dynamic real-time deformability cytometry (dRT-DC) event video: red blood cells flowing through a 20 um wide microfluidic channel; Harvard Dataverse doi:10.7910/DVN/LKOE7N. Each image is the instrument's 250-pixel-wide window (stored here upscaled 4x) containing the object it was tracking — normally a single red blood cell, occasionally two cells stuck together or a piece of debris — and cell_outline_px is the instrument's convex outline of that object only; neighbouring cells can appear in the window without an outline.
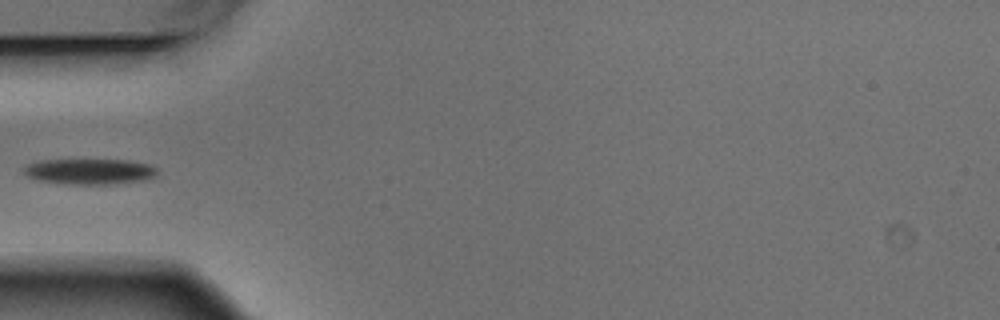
{"species": "Egyptian fruit bat (a non-hibernating species)", "species_latin": "Rousettus aegyptiacus", "temperature_condition": "warm", "stored_images_in_passage": 5, "camera_frame_rate_fps": 3000, "um_per_image_px": 0.085, "animal": {"sex": "male"}, "frame": {"image": 1, "passage_image": 4, "time_ms": 1.0, "image_size_px": [1000, 320], "cell_outline_px": [[156, 176], [148, 180], [116, 184], [64, 184], [40, 180], [28, 176], [24, 172], [24, 168], [28, 164], [40, 160], [128, 160], [152, 164], [156, 168]], "centroid_in_image_um": [7.69, 14.58], "position_along_channel_um": 77.3, "area_um2": 20.06}}
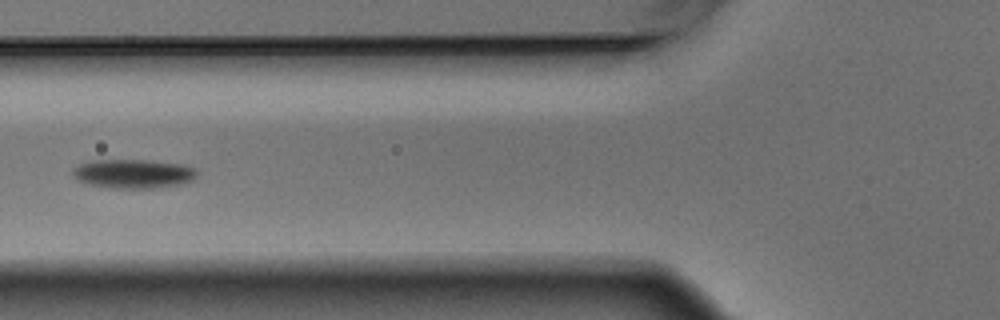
{"frame": {"image": 2, "passage_image": 5, "time_ms": 1.333, "image_size_px": [1000, 320], "cell_outline_px": [[196, 176], [192, 180], [180, 184], [156, 188], [112, 188], [88, 184], [76, 180], [72, 176], [72, 168], [80, 164], [92, 160], [144, 160], [184, 164], [196, 168]], "centroid_in_image_um": [11.3, 14.76], "position_along_channel_um": 114.5, "area_um2": 21.15}}